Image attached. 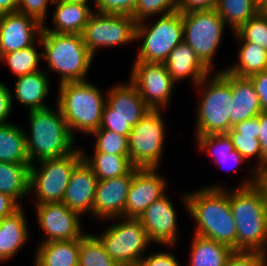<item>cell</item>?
<instances>
[{"label":"cell","mask_w":267,"mask_h":266,"mask_svg":"<svg viewBox=\"0 0 267 266\" xmlns=\"http://www.w3.org/2000/svg\"><path fill=\"white\" fill-rule=\"evenodd\" d=\"M119 219L96 237L117 264L141 260L152 243L143 225L138 218Z\"/></svg>","instance_id":"cell-12"},{"label":"cell","mask_w":267,"mask_h":266,"mask_svg":"<svg viewBox=\"0 0 267 266\" xmlns=\"http://www.w3.org/2000/svg\"><path fill=\"white\" fill-rule=\"evenodd\" d=\"M13 96L11 89L0 81V125L11 123L7 119L12 110Z\"/></svg>","instance_id":"cell-44"},{"label":"cell","mask_w":267,"mask_h":266,"mask_svg":"<svg viewBox=\"0 0 267 266\" xmlns=\"http://www.w3.org/2000/svg\"><path fill=\"white\" fill-rule=\"evenodd\" d=\"M151 109H164L176 84L164 63L134 61L129 78Z\"/></svg>","instance_id":"cell-14"},{"label":"cell","mask_w":267,"mask_h":266,"mask_svg":"<svg viewBox=\"0 0 267 266\" xmlns=\"http://www.w3.org/2000/svg\"><path fill=\"white\" fill-rule=\"evenodd\" d=\"M261 103L262 112H267V69L249 77Z\"/></svg>","instance_id":"cell-46"},{"label":"cell","mask_w":267,"mask_h":266,"mask_svg":"<svg viewBox=\"0 0 267 266\" xmlns=\"http://www.w3.org/2000/svg\"><path fill=\"white\" fill-rule=\"evenodd\" d=\"M37 223L45 234L41 243L80 239L82 231L80 214L70 210L62 202L35 205Z\"/></svg>","instance_id":"cell-15"},{"label":"cell","mask_w":267,"mask_h":266,"mask_svg":"<svg viewBox=\"0 0 267 266\" xmlns=\"http://www.w3.org/2000/svg\"><path fill=\"white\" fill-rule=\"evenodd\" d=\"M259 13L267 17V0H259Z\"/></svg>","instance_id":"cell-51"},{"label":"cell","mask_w":267,"mask_h":266,"mask_svg":"<svg viewBox=\"0 0 267 266\" xmlns=\"http://www.w3.org/2000/svg\"><path fill=\"white\" fill-rule=\"evenodd\" d=\"M34 266H78L79 239L40 243Z\"/></svg>","instance_id":"cell-27"},{"label":"cell","mask_w":267,"mask_h":266,"mask_svg":"<svg viewBox=\"0 0 267 266\" xmlns=\"http://www.w3.org/2000/svg\"><path fill=\"white\" fill-rule=\"evenodd\" d=\"M91 135L96 137L94 152L129 156V140L127 136L106 129H97Z\"/></svg>","instance_id":"cell-37"},{"label":"cell","mask_w":267,"mask_h":266,"mask_svg":"<svg viewBox=\"0 0 267 266\" xmlns=\"http://www.w3.org/2000/svg\"><path fill=\"white\" fill-rule=\"evenodd\" d=\"M167 71L175 83L187 77L192 78V83L198 85L210 70L201 62L196 52L184 41L179 43L164 62Z\"/></svg>","instance_id":"cell-21"},{"label":"cell","mask_w":267,"mask_h":266,"mask_svg":"<svg viewBox=\"0 0 267 266\" xmlns=\"http://www.w3.org/2000/svg\"><path fill=\"white\" fill-rule=\"evenodd\" d=\"M138 0H95L96 12L132 16Z\"/></svg>","instance_id":"cell-40"},{"label":"cell","mask_w":267,"mask_h":266,"mask_svg":"<svg viewBox=\"0 0 267 266\" xmlns=\"http://www.w3.org/2000/svg\"><path fill=\"white\" fill-rule=\"evenodd\" d=\"M136 23L135 40L143 39L135 61L164 63L169 53L183 41L182 14L178 11L160 16L152 25Z\"/></svg>","instance_id":"cell-7"},{"label":"cell","mask_w":267,"mask_h":266,"mask_svg":"<svg viewBox=\"0 0 267 266\" xmlns=\"http://www.w3.org/2000/svg\"><path fill=\"white\" fill-rule=\"evenodd\" d=\"M21 206L13 197L0 193V222L4 217L10 216L18 211Z\"/></svg>","instance_id":"cell-47"},{"label":"cell","mask_w":267,"mask_h":266,"mask_svg":"<svg viewBox=\"0 0 267 266\" xmlns=\"http://www.w3.org/2000/svg\"><path fill=\"white\" fill-rule=\"evenodd\" d=\"M48 73L43 70L17 77L14 98L30 110L47 108L45 98L50 90Z\"/></svg>","instance_id":"cell-26"},{"label":"cell","mask_w":267,"mask_h":266,"mask_svg":"<svg viewBox=\"0 0 267 266\" xmlns=\"http://www.w3.org/2000/svg\"><path fill=\"white\" fill-rule=\"evenodd\" d=\"M189 193L183 195L182 202L196 222L194 234L237 251V227L230 208L229 190L217 184Z\"/></svg>","instance_id":"cell-1"},{"label":"cell","mask_w":267,"mask_h":266,"mask_svg":"<svg viewBox=\"0 0 267 266\" xmlns=\"http://www.w3.org/2000/svg\"><path fill=\"white\" fill-rule=\"evenodd\" d=\"M18 0H0V15L17 12Z\"/></svg>","instance_id":"cell-50"},{"label":"cell","mask_w":267,"mask_h":266,"mask_svg":"<svg viewBox=\"0 0 267 266\" xmlns=\"http://www.w3.org/2000/svg\"><path fill=\"white\" fill-rule=\"evenodd\" d=\"M234 150H237L246 161L252 156L257 160L254 170L263 166L267 159L262 154L260 141V115L235 124L228 132Z\"/></svg>","instance_id":"cell-24"},{"label":"cell","mask_w":267,"mask_h":266,"mask_svg":"<svg viewBox=\"0 0 267 266\" xmlns=\"http://www.w3.org/2000/svg\"><path fill=\"white\" fill-rule=\"evenodd\" d=\"M183 41L212 72L213 58L222 41L225 21L216 10L194 11L182 14Z\"/></svg>","instance_id":"cell-10"},{"label":"cell","mask_w":267,"mask_h":266,"mask_svg":"<svg viewBox=\"0 0 267 266\" xmlns=\"http://www.w3.org/2000/svg\"><path fill=\"white\" fill-rule=\"evenodd\" d=\"M196 144L199 151H206L208 154H211L212 162L216 163L217 166L223 165L224 163L232 162L233 167H227V170L238 168L239 164L245 162L246 160L243 156L237 151L234 150L232 141L227 133L220 134H208L195 136ZM223 163V164H222ZM236 163V164H235ZM226 164H224L225 166Z\"/></svg>","instance_id":"cell-29"},{"label":"cell","mask_w":267,"mask_h":266,"mask_svg":"<svg viewBox=\"0 0 267 266\" xmlns=\"http://www.w3.org/2000/svg\"><path fill=\"white\" fill-rule=\"evenodd\" d=\"M36 44L38 43L25 49L3 54L0 62L7 63L11 73L17 77L37 72L41 70L39 62L43 57L42 52L36 50Z\"/></svg>","instance_id":"cell-35"},{"label":"cell","mask_w":267,"mask_h":266,"mask_svg":"<svg viewBox=\"0 0 267 266\" xmlns=\"http://www.w3.org/2000/svg\"><path fill=\"white\" fill-rule=\"evenodd\" d=\"M29 132H26V146L30 164L52 158L67 156L76 149L75 138L70 132L61 110L47 107L30 110Z\"/></svg>","instance_id":"cell-3"},{"label":"cell","mask_w":267,"mask_h":266,"mask_svg":"<svg viewBox=\"0 0 267 266\" xmlns=\"http://www.w3.org/2000/svg\"><path fill=\"white\" fill-rule=\"evenodd\" d=\"M254 186L260 191L262 198L267 202V162L255 169Z\"/></svg>","instance_id":"cell-48"},{"label":"cell","mask_w":267,"mask_h":266,"mask_svg":"<svg viewBox=\"0 0 267 266\" xmlns=\"http://www.w3.org/2000/svg\"><path fill=\"white\" fill-rule=\"evenodd\" d=\"M250 169L252 178L229 190V202L237 227V251L263 253L267 250V202L254 186L255 170Z\"/></svg>","instance_id":"cell-2"},{"label":"cell","mask_w":267,"mask_h":266,"mask_svg":"<svg viewBox=\"0 0 267 266\" xmlns=\"http://www.w3.org/2000/svg\"><path fill=\"white\" fill-rule=\"evenodd\" d=\"M218 0H177V11L181 14L194 11L215 10Z\"/></svg>","instance_id":"cell-43"},{"label":"cell","mask_w":267,"mask_h":266,"mask_svg":"<svg viewBox=\"0 0 267 266\" xmlns=\"http://www.w3.org/2000/svg\"><path fill=\"white\" fill-rule=\"evenodd\" d=\"M98 179L82 159L71 173L62 203L80 215L92 213Z\"/></svg>","instance_id":"cell-20"},{"label":"cell","mask_w":267,"mask_h":266,"mask_svg":"<svg viewBox=\"0 0 267 266\" xmlns=\"http://www.w3.org/2000/svg\"><path fill=\"white\" fill-rule=\"evenodd\" d=\"M135 167L129 174L106 180H98L92 216L113 221L124 216L128 191Z\"/></svg>","instance_id":"cell-19"},{"label":"cell","mask_w":267,"mask_h":266,"mask_svg":"<svg viewBox=\"0 0 267 266\" xmlns=\"http://www.w3.org/2000/svg\"><path fill=\"white\" fill-rule=\"evenodd\" d=\"M158 168H138L132 178L125 205L124 218H139L147 207L166 194V178Z\"/></svg>","instance_id":"cell-16"},{"label":"cell","mask_w":267,"mask_h":266,"mask_svg":"<svg viewBox=\"0 0 267 266\" xmlns=\"http://www.w3.org/2000/svg\"><path fill=\"white\" fill-rule=\"evenodd\" d=\"M215 10L234 33L259 13V0H218Z\"/></svg>","instance_id":"cell-34"},{"label":"cell","mask_w":267,"mask_h":266,"mask_svg":"<svg viewBox=\"0 0 267 266\" xmlns=\"http://www.w3.org/2000/svg\"><path fill=\"white\" fill-rule=\"evenodd\" d=\"M105 251L102 243L93 234H85L79 239L78 266H117Z\"/></svg>","instance_id":"cell-36"},{"label":"cell","mask_w":267,"mask_h":266,"mask_svg":"<svg viewBox=\"0 0 267 266\" xmlns=\"http://www.w3.org/2000/svg\"><path fill=\"white\" fill-rule=\"evenodd\" d=\"M141 260L145 266H180L176 256L166 251L151 253Z\"/></svg>","instance_id":"cell-45"},{"label":"cell","mask_w":267,"mask_h":266,"mask_svg":"<svg viewBox=\"0 0 267 266\" xmlns=\"http://www.w3.org/2000/svg\"><path fill=\"white\" fill-rule=\"evenodd\" d=\"M177 11V0H138L132 14L136 23L153 15H166Z\"/></svg>","instance_id":"cell-39"},{"label":"cell","mask_w":267,"mask_h":266,"mask_svg":"<svg viewBox=\"0 0 267 266\" xmlns=\"http://www.w3.org/2000/svg\"><path fill=\"white\" fill-rule=\"evenodd\" d=\"M136 22L132 16L121 14H91L82 33L88 51L95 56L98 48L114 47L135 42Z\"/></svg>","instance_id":"cell-13"},{"label":"cell","mask_w":267,"mask_h":266,"mask_svg":"<svg viewBox=\"0 0 267 266\" xmlns=\"http://www.w3.org/2000/svg\"><path fill=\"white\" fill-rule=\"evenodd\" d=\"M232 106L230 129L237 123L257 117L262 112L261 103L255 87L249 78L231 74Z\"/></svg>","instance_id":"cell-22"},{"label":"cell","mask_w":267,"mask_h":266,"mask_svg":"<svg viewBox=\"0 0 267 266\" xmlns=\"http://www.w3.org/2000/svg\"><path fill=\"white\" fill-rule=\"evenodd\" d=\"M99 129H106L127 136L141 118L151 110L142 99L135 85H113L106 93Z\"/></svg>","instance_id":"cell-9"},{"label":"cell","mask_w":267,"mask_h":266,"mask_svg":"<svg viewBox=\"0 0 267 266\" xmlns=\"http://www.w3.org/2000/svg\"><path fill=\"white\" fill-rule=\"evenodd\" d=\"M52 4L56 6L52 15V23L55 28L50 29L43 25L42 31L82 35L91 14L95 10L89 5L64 0H54Z\"/></svg>","instance_id":"cell-23"},{"label":"cell","mask_w":267,"mask_h":266,"mask_svg":"<svg viewBox=\"0 0 267 266\" xmlns=\"http://www.w3.org/2000/svg\"><path fill=\"white\" fill-rule=\"evenodd\" d=\"M0 162L30 164L26 132L16 124L0 125Z\"/></svg>","instance_id":"cell-30"},{"label":"cell","mask_w":267,"mask_h":266,"mask_svg":"<svg viewBox=\"0 0 267 266\" xmlns=\"http://www.w3.org/2000/svg\"><path fill=\"white\" fill-rule=\"evenodd\" d=\"M64 1L74 2V3H80V4H84V5H89L88 4V1L89 0H64ZM93 2H94V5H95V0H93Z\"/></svg>","instance_id":"cell-53"},{"label":"cell","mask_w":267,"mask_h":266,"mask_svg":"<svg viewBox=\"0 0 267 266\" xmlns=\"http://www.w3.org/2000/svg\"><path fill=\"white\" fill-rule=\"evenodd\" d=\"M57 104L71 134L75 131L91 135L99 129L106 96L89 81L59 84Z\"/></svg>","instance_id":"cell-5"},{"label":"cell","mask_w":267,"mask_h":266,"mask_svg":"<svg viewBox=\"0 0 267 266\" xmlns=\"http://www.w3.org/2000/svg\"><path fill=\"white\" fill-rule=\"evenodd\" d=\"M263 156L267 159V112L260 113V134L258 137Z\"/></svg>","instance_id":"cell-49"},{"label":"cell","mask_w":267,"mask_h":266,"mask_svg":"<svg viewBox=\"0 0 267 266\" xmlns=\"http://www.w3.org/2000/svg\"><path fill=\"white\" fill-rule=\"evenodd\" d=\"M234 36L239 42L254 43L267 50V17L258 13L234 32Z\"/></svg>","instance_id":"cell-38"},{"label":"cell","mask_w":267,"mask_h":266,"mask_svg":"<svg viewBox=\"0 0 267 266\" xmlns=\"http://www.w3.org/2000/svg\"><path fill=\"white\" fill-rule=\"evenodd\" d=\"M238 43H240L239 59L235 64L225 69L227 72L237 77L249 78L267 69L266 49L250 42Z\"/></svg>","instance_id":"cell-33"},{"label":"cell","mask_w":267,"mask_h":266,"mask_svg":"<svg viewBox=\"0 0 267 266\" xmlns=\"http://www.w3.org/2000/svg\"><path fill=\"white\" fill-rule=\"evenodd\" d=\"M188 266H225L235 252L231 247L194 234Z\"/></svg>","instance_id":"cell-28"},{"label":"cell","mask_w":267,"mask_h":266,"mask_svg":"<svg viewBox=\"0 0 267 266\" xmlns=\"http://www.w3.org/2000/svg\"><path fill=\"white\" fill-rule=\"evenodd\" d=\"M30 166L31 164L0 162V193L13 197L21 206L19 200L30 195Z\"/></svg>","instance_id":"cell-31"},{"label":"cell","mask_w":267,"mask_h":266,"mask_svg":"<svg viewBox=\"0 0 267 266\" xmlns=\"http://www.w3.org/2000/svg\"><path fill=\"white\" fill-rule=\"evenodd\" d=\"M25 211L21 207L0 222V262L16 256L29 238Z\"/></svg>","instance_id":"cell-25"},{"label":"cell","mask_w":267,"mask_h":266,"mask_svg":"<svg viewBox=\"0 0 267 266\" xmlns=\"http://www.w3.org/2000/svg\"><path fill=\"white\" fill-rule=\"evenodd\" d=\"M117 266H145L142 260L118 264Z\"/></svg>","instance_id":"cell-52"},{"label":"cell","mask_w":267,"mask_h":266,"mask_svg":"<svg viewBox=\"0 0 267 266\" xmlns=\"http://www.w3.org/2000/svg\"><path fill=\"white\" fill-rule=\"evenodd\" d=\"M197 86L201 95L197 105L195 136L227 133L233 105L231 74L222 69L213 76H206Z\"/></svg>","instance_id":"cell-6"},{"label":"cell","mask_w":267,"mask_h":266,"mask_svg":"<svg viewBox=\"0 0 267 266\" xmlns=\"http://www.w3.org/2000/svg\"><path fill=\"white\" fill-rule=\"evenodd\" d=\"M225 266H267L266 252L235 251Z\"/></svg>","instance_id":"cell-42"},{"label":"cell","mask_w":267,"mask_h":266,"mask_svg":"<svg viewBox=\"0 0 267 266\" xmlns=\"http://www.w3.org/2000/svg\"><path fill=\"white\" fill-rule=\"evenodd\" d=\"M82 159L77 147L67 156L38 161L39 168L31 164L29 191L35 193L34 205L62 202L71 173Z\"/></svg>","instance_id":"cell-8"},{"label":"cell","mask_w":267,"mask_h":266,"mask_svg":"<svg viewBox=\"0 0 267 266\" xmlns=\"http://www.w3.org/2000/svg\"><path fill=\"white\" fill-rule=\"evenodd\" d=\"M161 109H151L132 127L129 156L137 168H158L164 150L165 123Z\"/></svg>","instance_id":"cell-11"},{"label":"cell","mask_w":267,"mask_h":266,"mask_svg":"<svg viewBox=\"0 0 267 266\" xmlns=\"http://www.w3.org/2000/svg\"><path fill=\"white\" fill-rule=\"evenodd\" d=\"M82 149L83 160L91 167L98 180L127 175L135 168L130 160V156L93 152L90 157Z\"/></svg>","instance_id":"cell-32"},{"label":"cell","mask_w":267,"mask_h":266,"mask_svg":"<svg viewBox=\"0 0 267 266\" xmlns=\"http://www.w3.org/2000/svg\"><path fill=\"white\" fill-rule=\"evenodd\" d=\"M54 0H18L17 12L35 18L42 25H45L48 3Z\"/></svg>","instance_id":"cell-41"},{"label":"cell","mask_w":267,"mask_h":266,"mask_svg":"<svg viewBox=\"0 0 267 266\" xmlns=\"http://www.w3.org/2000/svg\"><path fill=\"white\" fill-rule=\"evenodd\" d=\"M48 70L60 75V84L86 81L94 56L80 34L42 31L38 40Z\"/></svg>","instance_id":"cell-4"},{"label":"cell","mask_w":267,"mask_h":266,"mask_svg":"<svg viewBox=\"0 0 267 266\" xmlns=\"http://www.w3.org/2000/svg\"><path fill=\"white\" fill-rule=\"evenodd\" d=\"M177 210L167 194L154 201L138 218L151 242L172 247L177 240Z\"/></svg>","instance_id":"cell-17"},{"label":"cell","mask_w":267,"mask_h":266,"mask_svg":"<svg viewBox=\"0 0 267 266\" xmlns=\"http://www.w3.org/2000/svg\"><path fill=\"white\" fill-rule=\"evenodd\" d=\"M43 25L35 18L20 12L0 15V57L25 49L40 39Z\"/></svg>","instance_id":"cell-18"}]
</instances>
